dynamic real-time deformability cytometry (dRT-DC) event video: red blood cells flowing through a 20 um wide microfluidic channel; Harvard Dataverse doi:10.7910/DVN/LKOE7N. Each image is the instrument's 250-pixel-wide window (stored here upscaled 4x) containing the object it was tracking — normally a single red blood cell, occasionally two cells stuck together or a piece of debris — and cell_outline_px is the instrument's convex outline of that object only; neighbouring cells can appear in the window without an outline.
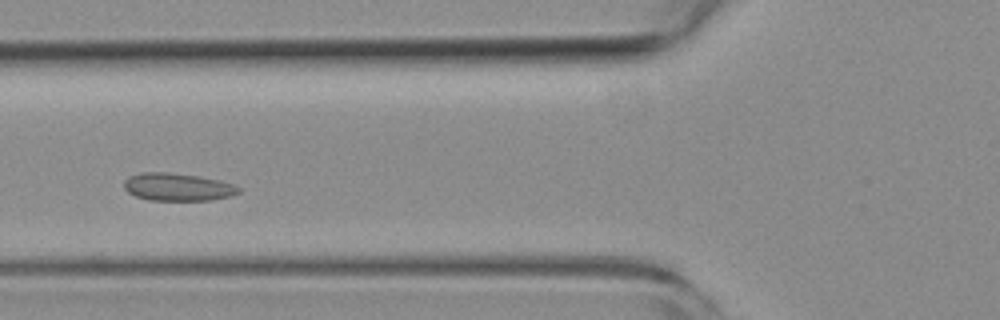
{"species": "common noctule bat (a hibernating species)", "species_latin": "Nyctalus noctula", "temperature_condition": "room temperature", "stored_images_in_passage": 43, "camera_frame_rate_fps": 3000, "um_per_image_px": 0.085, "animal": {"sex": "female", "body_mass_g": 19.3, "forearm_length_mm": 54.1}, "frame": {"image": 1, "passage_image": 9, "time_ms": 2.667, "image_size_px": [1000, 320], "cell_outline_px": [[240, 192], [232, 196], [212, 200], [148, 200], [136, 196], [128, 192], [124, 188], [124, 180], [128, 176], [140, 172], [168, 172], [200, 176], [220, 180], [236, 184], [240, 188]], "centroid_in_image_um": [15.12, 15.88], "position_along_channel_um": 110.7, "area_um2": 18.79}}
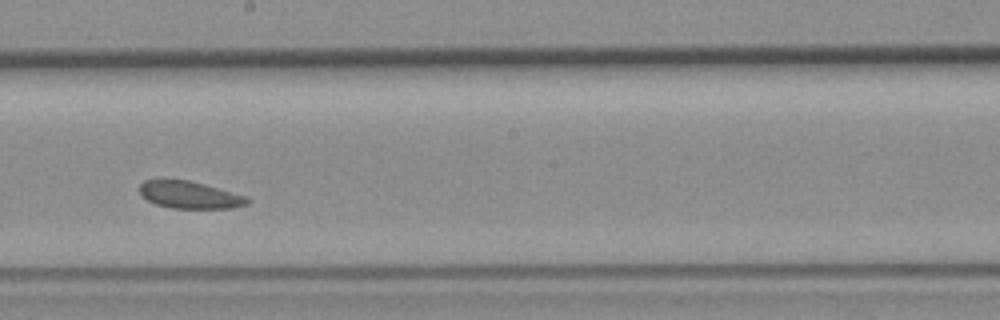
{"frame": {"image": 2, "passage_image": 19, "time_ms": 6.0, "image_size_px": [1000, 320], "cell_outline_px": [[252, 200], [248, 204], [232, 208], [172, 208], [156, 204], [148, 200], [140, 192], [140, 184], [144, 180], [188, 180], [204, 184], [248, 196]], "centroid_in_image_um": [16.18, 16.57], "position_along_channel_um": 232.0, "area_um2": 16.99}}
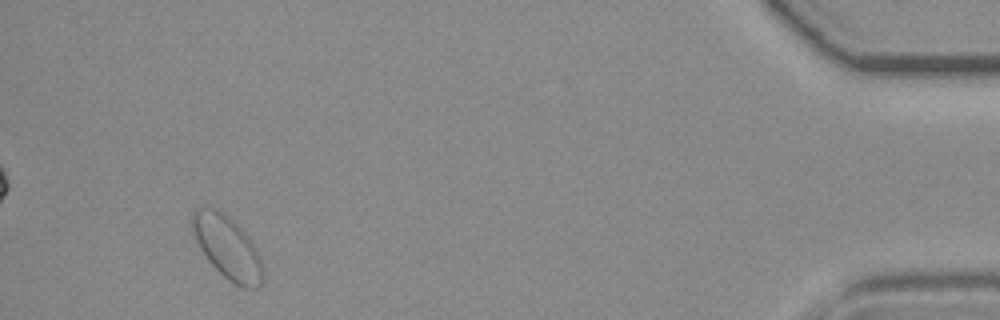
{"frame": {"image": 3, "passage_image": 40, "time_ms": 13.0, "image_size_px": [1000, 320], "cell_outline_px": [[264, 276], [260, 284], [256, 288], [244, 288], [228, 280], [208, 260], [200, 248], [192, 232], [188, 220], [192, 212], [196, 208], [204, 204], [228, 216], [240, 228], [252, 244], [260, 256], [264, 268]], "centroid_in_image_um": [19.28, 21.0], "position_along_channel_um": 415.9, "area_um2": 25.89}}